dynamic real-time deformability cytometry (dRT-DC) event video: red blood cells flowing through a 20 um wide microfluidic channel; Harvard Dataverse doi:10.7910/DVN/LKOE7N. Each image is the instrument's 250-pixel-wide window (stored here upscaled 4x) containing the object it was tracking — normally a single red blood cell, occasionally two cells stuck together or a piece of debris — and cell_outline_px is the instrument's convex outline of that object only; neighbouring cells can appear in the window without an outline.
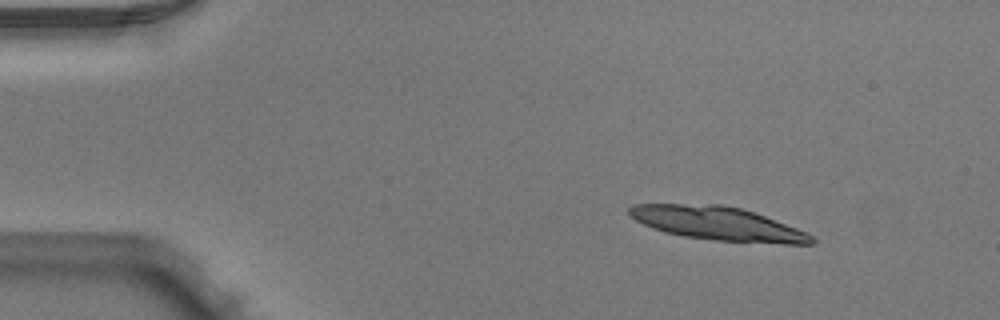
{"species": "Egyptian fruit bat (a non-hibernating species)", "species_latin": "Rousettus aegyptiacus", "temperature_condition": "warm", "stored_images_in_passage": 3, "camera_frame_rate_fps": 3000, "um_per_image_px": 0.085, "animal": {"sex": "male"}, "frame": {"image": 1, "passage_image": 1, "time_ms": 0.0, "image_size_px": [1000, 320], "cell_outline_px": [[816, 244], [784, 244], [716, 240], [684, 236], [664, 232], [652, 228], [628, 216], [628, 208], [632, 204], [720, 204], [740, 208], [764, 216], [796, 228], [812, 236], [816, 240]], "centroid_in_image_um": [60.97, 19.0], "position_along_channel_um": 24.0, "area_um2": 35.37}}